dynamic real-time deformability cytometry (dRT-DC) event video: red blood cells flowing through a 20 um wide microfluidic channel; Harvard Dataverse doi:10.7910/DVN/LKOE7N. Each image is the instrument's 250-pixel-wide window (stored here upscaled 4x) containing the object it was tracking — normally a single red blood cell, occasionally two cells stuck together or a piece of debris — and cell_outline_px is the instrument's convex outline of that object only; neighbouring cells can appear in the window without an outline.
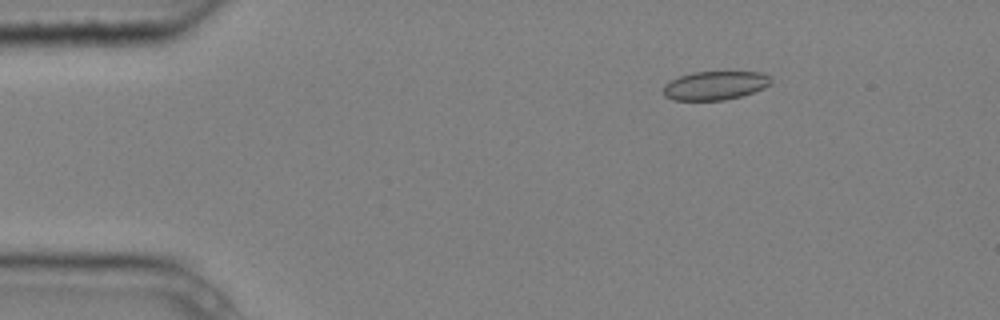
{"species": "common noctule bat (a hibernating species)", "species_latin": "Nyctalus noctula", "temperature_condition": "cold", "stored_images_in_passage": 3, "camera_frame_rate_fps": 3000, "um_per_image_px": 0.085, "animal": {"sex": "male", "body_mass_g": 20.4}, "frame": {"image": 1, "passage_image": 1, "time_ms": 0.0, "image_size_px": [1000, 320], "cell_outline_px": [[772, 84], [764, 88], [740, 96], [724, 100], [672, 100], [664, 96], [664, 84], [680, 76], [692, 72], [764, 72], [772, 76]], "centroid_in_image_um": [60.82, 7.26], "position_along_channel_um": 24.2, "area_um2": 18.09}}